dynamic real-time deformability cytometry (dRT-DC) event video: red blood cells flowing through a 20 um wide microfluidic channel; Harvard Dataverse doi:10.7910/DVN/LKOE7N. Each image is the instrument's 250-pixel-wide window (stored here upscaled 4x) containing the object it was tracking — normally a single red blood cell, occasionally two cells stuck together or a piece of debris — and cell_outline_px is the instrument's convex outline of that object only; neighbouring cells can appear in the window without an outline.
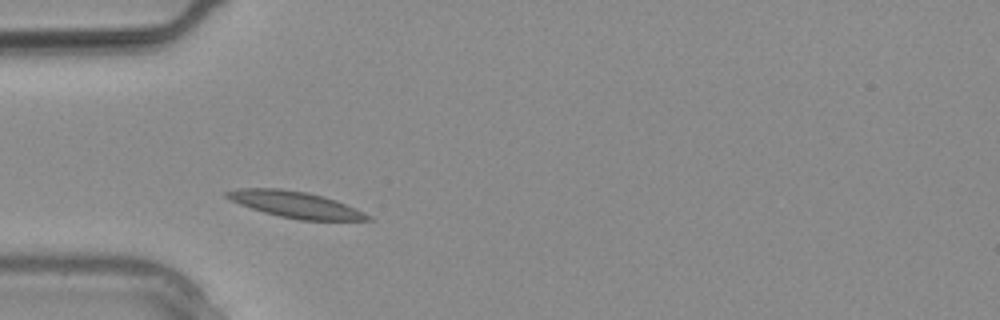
{"species": "common noctule bat (a hibernating species)", "species_latin": "Nyctalus noctula", "temperature_condition": "warm", "stored_images_in_passage": 11, "camera_frame_rate_fps": 3000, "um_per_image_px": 0.085, "animal": {"sex": "male", "body_mass_g": 20.4}, "frame": {"image": 1, "passage_image": 4, "time_ms": 1.0, "image_size_px": [1000, 320], "cell_outline_px": [[372, 220], [300, 220], [280, 216], [264, 212], [240, 204], [224, 196], [224, 192], [236, 188], [280, 188], [308, 192], [324, 196], [336, 200], [372, 216]], "centroid_in_image_um": [25.1, 17.37], "position_along_channel_um": 59.9, "area_um2": 21.5}}